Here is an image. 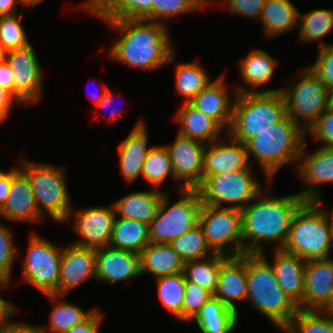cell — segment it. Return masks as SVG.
Returning <instances> with one entry per match:
<instances>
[{"label": "cell", "mask_w": 333, "mask_h": 333, "mask_svg": "<svg viewBox=\"0 0 333 333\" xmlns=\"http://www.w3.org/2000/svg\"><path fill=\"white\" fill-rule=\"evenodd\" d=\"M166 191L149 189L131 192L113 202L116 217L134 219L150 225L155 218L161 198Z\"/></svg>", "instance_id": "obj_29"}, {"label": "cell", "mask_w": 333, "mask_h": 333, "mask_svg": "<svg viewBox=\"0 0 333 333\" xmlns=\"http://www.w3.org/2000/svg\"><path fill=\"white\" fill-rule=\"evenodd\" d=\"M253 171L251 166L249 169L208 176L196 188L200 194L202 204L244 209L272 182L265 181V186H262Z\"/></svg>", "instance_id": "obj_8"}, {"label": "cell", "mask_w": 333, "mask_h": 333, "mask_svg": "<svg viewBox=\"0 0 333 333\" xmlns=\"http://www.w3.org/2000/svg\"><path fill=\"white\" fill-rule=\"evenodd\" d=\"M213 294L196 283L185 281V296L182 306V322L189 323Z\"/></svg>", "instance_id": "obj_45"}, {"label": "cell", "mask_w": 333, "mask_h": 333, "mask_svg": "<svg viewBox=\"0 0 333 333\" xmlns=\"http://www.w3.org/2000/svg\"><path fill=\"white\" fill-rule=\"evenodd\" d=\"M278 64V60L264 49H251L238 62V70L240 71L243 86L241 84L235 85L236 93L281 91L282 87L261 89L272 80ZM259 88L260 90H258Z\"/></svg>", "instance_id": "obj_22"}, {"label": "cell", "mask_w": 333, "mask_h": 333, "mask_svg": "<svg viewBox=\"0 0 333 333\" xmlns=\"http://www.w3.org/2000/svg\"><path fill=\"white\" fill-rule=\"evenodd\" d=\"M104 316L105 313L97 307L85 321L64 333H100Z\"/></svg>", "instance_id": "obj_49"}, {"label": "cell", "mask_w": 333, "mask_h": 333, "mask_svg": "<svg viewBox=\"0 0 333 333\" xmlns=\"http://www.w3.org/2000/svg\"><path fill=\"white\" fill-rule=\"evenodd\" d=\"M246 253L229 256L222 264L214 297L239 315L236 301L246 302L247 297Z\"/></svg>", "instance_id": "obj_25"}, {"label": "cell", "mask_w": 333, "mask_h": 333, "mask_svg": "<svg viewBox=\"0 0 333 333\" xmlns=\"http://www.w3.org/2000/svg\"><path fill=\"white\" fill-rule=\"evenodd\" d=\"M330 214H331V217H332V220H333V209L330 211Z\"/></svg>", "instance_id": "obj_62"}, {"label": "cell", "mask_w": 333, "mask_h": 333, "mask_svg": "<svg viewBox=\"0 0 333 333\" xmlns=\"http://www.w3.org/2000/svg\"><path fill=\"white\" fill-rule=\"evenodd\" d=\"M170 245L184 263L205 259L215 254L208 246L203 230L199 225L174 239Z\"/></svg>", "instance_id": "obj_40"}, {"label": "cell", "mask_w": 333, "mask_h": 333, "mask_svg": "<svg viewBox=\"0 0 333 333\" xmlns=\"http://www.w3.org/2000/svg\"><path fill=\"white\" fill-rule=\"evenodd\" d=\"M141 276L140 254L110 246L96 249V282L114 284Z\"/></svg>", "instance_id": "obj_21"}, {"label": "cell", "mask_w": 333, "mask_h": 333, "mask_svg": "<svg viewBox=\"0 0 333 333\" xmlns=\"http://www.w3.org/2000/svg\"><path fill=\"white\" fill-rule=\"evenodd\" d=\"M175 67V92L179 97L184 98L182 103H189L212 81L202 63L197 59L189 62L180 61Z\"/></svg>", "instance_id": "obj_36"}, {"label": "cell", "mask_w": 333, "mask_h": 333, "mask_svg": "<svg viewBox=\"0 0 333 333\" xmlns=\"http://www.w3.org/2000/svg\"><path fill=\"white\" fill-rule=\"evenodd\" d=\"M22 14L0 16V44L8 51L31 44L22 23Z\"/></svg>", "instance_id": "obj_44"}, {"label": "cell", "mask_w": 333, "mask_h": 333, "mask_svg": "<svg viewBox=\"0 0 333 333\" xmlns=\"http://www.w3.org/2000/svg\"><path fill=\"white\" fill-rule=\"evenodd\" d=\"M2 293H0V329L3 328L11 319L14 314H16L19 309L11 301L2 298Z\"/></svg>", "instance_id": "obj_52"}, {"label": "cell", "mask_w": 333, "mask_h": 333, "mask_svg": "<svg viewBox=\"0 0 333 333\" xmlns=\"http://www.w3.org/2000/svg\"><path fill=\"white\" fill-rule=\"evenodd\" d=\"M101 21L119 35L107 50L110 60L133 69L156 71L173 63L176 58L169 26L163 23L148 19Z\"/></svg>", "instance_id": "obj_1"}, {"label": "cell", "mask_w": 333, "mask_h": 333, "mask_svg": "<svg viewBox=\"0 0 333 333\" xmlns=\"http://www.w3.org/2000/svg\"><path fill=\"white\" fill-rule=\"evenodd\" d=\"M305 136L306 132L287 115L281 122L245 143L249 162L253 166L255 159L265 175V181H273L282 166L297 165Z\"/></svg>", "instance_id": "obj_5"}, {"label": "cell", "mask_w": 333, "mask_h": 333, "mask_svg": "<svg viewBox=\"0 0 333 333\" xmlns=\"http://www.w3.org/2000/svg\"><path fill=\"white\" fill-rule=\"evenodd\" d=\"M43 1L44 0H20L22 6H26L29 12L39 6Z\"/></svg>", "instance_id": "obj_59"}, {"label": "cell", "mask_w": 333, "mask_h": 333, "mask_svg": "<svg viewBox=\"0 0 333 333\" xmlns=\"http://www.w3.org/2000/svg\"><path fill=\"white\" fill-rule=\"evenodd\" d=\"M239 319L236 312L213 296L190 322H195L201 333H233Z\"/></svg>", "instance_id": "obj_33"}, {"label": "cell", "mask_w": 333, "mask_h": 333, "mask_svg": "<svg viewBox=\"0 0 333 333\" xmlns=\"http://www.w3.org/2000/svg\"><path fill=\"white\" fill-rule=\"evenodd\" d=\"M265 2L266 0H222L219 5L229 14L259 21Z\"/></svg>", "instance_id": "obj_47"}, {"label": "cell", "mask_w": 333, "mask_h": 333, "mask_svg": "<svg viewBox=\"0 0 333 333\" xmlns=\"http://www.w3.org/2000/svg\"><path fill=\"white\" fill-rule=\"evenodd\" d=\"M173 115L180 135L199 140L206 144L220 139L224 129L211 117L205 115L190 103H182Z\"/></svg>", "instance_id": "obj_28"}, {"label": "cell", "mask_w": 333, "mask_h": 333, "mask_svg": "<svg viewBox=\"0 0 333 333\" xmlns=\"http://www.w3.org/2000/svg\"><path fill=\"white\" fill-rule=\"evenodd\" d=\"M0 333H41L40 324H29L26 322L11 320L0 329Z\"/></svg>", "instance_id": "obj_51"}, {"label": "cell", "mask_w": 333, "mask_h": 333, "mask_svg": "<svg viewBox=\"0 0 333 333\" xmlns=\"http://www.w3.org/2000/svg\"><path fill=\"white\" fill-rule=\"evenodd\" d=\"M6 62L12 71L13 95L23 105L37 104L43 97L44 69L32 43L7 52Z\"/></svg>", "instance_id": "obj_13"}, {"label": "cell", "mask_w": 333, "mask_h": 333, "mask_svg": "<svg viewBox=\"0 0 333 333\" xmlns=\"http://www.w3.org/2000/svg\"><path fill=\"white\" fill-rule=\"evenodd\" d=\"M259 21L265 39L271 40L298 28L299 10L291 0H266Z\"/></svg>", "instance_id": "obj_30"}, {"label": "cell", "mask_w": 333, "mask_h": 333, "mask_svg": "<svg viewBox=\"0 0 333 333\" xmlns=\"http://www.w3.org/2000/svg\"><path fill=\"white\" fill-rule=\"evenodd\" d=\"M211 5L213 6L212 0H154L152 11L144 19L168 26V18L196 10H204Z\"/></svg>", "instance_id": "obj_41"}, {"label": "cell", "mask_w": 333, "mask_h": 333, "mask_svg": "<svg viewBox=\"0 0 333 333\" xmlns=\"http://www.w3.org/2000/svg\"><path fill=\"white\" fill-rule=\"evenodd\" d=\"M52 306L48 325L40 324L41 333H64L75 325L85 321L95 310L96 306L84 310L79 304L68 302L64 295H44Z\"/></svg>", "instance_id": "obj_32"}, {"label": "cell", "mask_w": 333, "mask_h": 333, "mask_svg": "<svg viewBox=\"0 0 333 333\" xmlns=\"http://www.w3.org/2000/svg\"><path fill=\"white\" fill-rule=\"evenodd\" d=\"M265 254H246V302L282 332L297 315L298 306L279 286Z\"/></svg>", "instance_id": "obj_3"}, {"label": "cell", "mask_w": 333, "mask_h": 333, "mask_svg": "<svg viewBox=\"0 0 333 333\" xmlns=\"http://www.w3.org/2000/svg\"><path fill=\"white\" fill-rule=\"evenodd\" d=\"M273 254L272 263H269L273 268L278 284L298 306L304 296L306 261L283 249H274Z\"/></svg>", "instance_id": "obj_26"}, {"label": "cell", "mask_w": 333, "mask_h": 333, "mask_svg": "<svg viewBox=\"0 0 333 333\" xmlns=\"http://www.w3.org/2000/svg\"><path fill=\"white\" fill-rule=\"evenodd\" d=\"M20 5H22L20 0H0V16L19 13L17 8Z\"/></svg>", "instance_id": "obj_56"}, {"label": "cell", "mask_w": 333, "mask_h": 333, "mask_svg": "<svg viewBox=\"0 0 333 333\" xmlns=\"http://www.w3.org/2000/svg\"><path fill=\"white\" fill-rule=\"evenodd\" d=\"M184 264L170 244L149 243L140 253L141 275L149 273L154 279L182 273Z\"/></svg>", "instance_id": "obj_31"}, {"label": "cell", "mask_w": 333, "mask_h": 333, "mask_svg": "<svg viewBox=\"0 0 333 333\" xmlns=\"http://www.w3.org/2000/svg\"><path fill=\"white\" fill-rule=\"evenodd\" d=\"M27 250L22 263V281L32 285L43 295L57 290L62 247L56 246L41 235L30 232Z\"/></svg>", "instance_id": "obj_12"}, {"label": "cell", "mask_w": 333, "mask_h": 333, "mask_svg": "<svg viewBox=\"0 0 333 333\" xmlns=\"http://www.w3.org/2000/svg\"><path fill=\"white\" fill-rule=\"evenodd\" d=\"M14 104H22L10 91L0 87V124L10 116Z\"/></svg>", "instance_id": "obj_50"}, {"label": "cell", "mask_w": 333, "mask_h": 333, "mask_svg": "<svg viewBox=\"0 0 333 333\" xmlns=\"http://www.w3.org/2000/svg\"><path fill=\"white\" fill-rule=\"evenodd\" d=\"M7 50L0 44V64L6 61Z\"/></svg>", "instance_id": "obj_60"}, {"label": "cell", "mask_w": 333, "mask_h": 333, "mask_svg": "<svg viewBox=\"0 0 333 333\" xmlns=\"http://www.w3.org/2000/svg\"><path fill=\"white\" fill-rule=\"evenodd\" d=\"M323 201H305L296 211L283 250L307 261L326 259L333 251V220Z\"/></svg>", "instance_id": "obj_4"}, {"label": "cell", "mask_w": 333, "mask_h": 333, "mask_svg": "<svg viewBox=\"0 0 333 333\" xmlns=\"http://www.w3.org/2000/svg\"><path fill=\"white\" fill-rule=\"evenodd\" d=\"M11 227L5 226L0 222V289H9L11 287L13 268L16 258L19 257V249L14 239Z\"/></svg>", "instance_id": "obj_43"}, {"label": "cell", "mask_w": 333, "mask_h": 333, "mask_svg": "<svg viewBox=\"0 0 333 333\" xmlns=\"http://www.w3.org/2000/svg\"><path fill=\"white\" fill-rule=\"evenodd\" d=\"M273 182L241 210L243 255L260 254L269 244H275V249H283L292 219L306 201L298 192L271 197L269 190Z\"/></svg>", "instance_id": "obj_2"}, {"label": "cell", "mask_w": 333, "mask_h": 333, "mask_svg": "<svg viewBox=\"0 0 333 333\" xmlns=\"http://www.w3.org/2000/svg\"><path fill=\"white\" fill-rule=\"evenodd\" d=\"M155 280L158 300L162 306L175 318L182 321V306L185 296V276L182 273L158 277Z\"/></svg>", "instance_id": "obj_39"}, {"label": "cell", "mask_w": 333, "mask_h": 333, "mask_svg": "<svg viewBox=\"0 0 333 333\" xmlns=\"http://www.w3.org/2000/svg\"><path fill=\"white\" fill-rule=\"evenodd\" d=\"M319 311L322 313L333 314V287L331 289L327 303Z\"/></svg>", "instance_id": "obj_57"}, {"label": "cell", "mask_w": 333, "mask_h": 333, "mask_svg": "<svg viewBox=\"0 0 333 333\" xmlns=\"http://www.w3.org/2000/svg\"><path fill=\"white\" fill-rule=\"evenodd\" d=\"M297 83L282 86L287 115L305 132L329 107V90L307 66Z\"/></svg>", "instance_id": "obj_10"}, {"label": "cell", "mask_w": 333, "mask_h": 333, "mask_svg": "<svg viewBox=\"0 0 333 333\" xmlns=\"http://www.w3.org/2000/svg\"><path fill=\"white\" fill-rule=\"evenodd\" d=\"M176 202L169 205V194L165 192L155 218L149 225L150 243L170 244L174 239L198 225L202 206L197 189L177 191Z\"/></svg>", "instance_id": "obj_9"}, {"label": "cell", "mask_w": 333, "mask_h": 333, "mask_svg": "<svg viewBox=\"0 0 333 333\" xmlns=\"http://www.w3.org/2000/svg\"><path fill=\"white\" fill-rule=\"evenodd\" d=\"M19 168L27 175L34 193L39 214L56 223H65L73 207L63 166L29 161L20 158Z\"/></svg>", "instance_id": "obj_7"}, {"label": "cell", "mask_w": 333, "mask_h": 333, "mask_svg": "<svg viewBox=\"0 0 333 333\" xmlns=\"http://www.w3.org/2000/svg\"><path fill=\"white\" fill-rule=\"evenodd\" d=\"M333 287V257L307 261L305 288L298 310L319 311L329 298Z\"/></svg>", "instance_id": "obj_24"}, {"label": "cell", "mask_w": 333, "mask_h": 333, "mask_svg": "<svg viewBox=\"0 0 333 333\" xmlns=\"http://www.w3.org/2000/svg\"><path fill=\"white\" fill-rule=\"evenodd\" d=\"M206 143L177 133L172 144H166L175 178L186 188L196 189L203 182Z\"/></svg>", "instance_id": "obj_16"}, {"label": "cell", "mask_w": 333, "mask_h": 333, "mask_svg": "<svg viewBox=\"0 0 333 333\" xmlns=\"http://www.w3.org/2000/svg\"><path fill=\"white\" fill-rule=\"evenodd\" d=\"M39 224L45 219L39 214L31 183L17 166L12 167V182L7 200L0 209V220Z\"/></svg>", "instance_id": "obj_18"}, {"label": "cell", "mask_w": 333, "mask_h": 333, "mask_svg": "<svg viewBox=\"0 0 333 333\" xmlns=\"http://www.w3.org/2000/svg\"><path fill=\"white\" fill-rule=\"evenodd\" d=\"M89 280L96 281V249L73 243L63 246L59 282L53 294L66 296Z\"/></svg>", "instance_id": "obj_17"}, {"label": "cell", "mask_w": 333, "mask_h": 333, "mask_svg": "<svg viewBox=\"0 0 333 333\" xmlns=\"http://www.w3.org/2000/svg\"><path fill=\"white\" fill-rule=\"evenodd\" d=\"M281 333H333V314L298 310Z\"/></svg>", "instance_id": "obj_42"}, {"label": "cell", "mask_w": 333, "mask_h": 333, "mask_svg": "<svg viewBox=\"0 0 333 333\" xmlns=\"http://www.w3.org/2000/svg\"><path fill=\"white\" fill-rule=\"evenodd\" d=\"M109 87L107 86V84H104L102 85V87L100 88V92L97 94H92L93 97H90L92 98L91 101L95 104V106H97L99 104V102L102 100V98L104 97V94L105 92L107 91Z\"/></svg>", "instance_id": "obj_58"}, {"label": "cell", "mask_w": 333, "mask_h": 333, "mask_svg": "<svg viewBox=\"0 0 333 333\" xmlns=\"http://www.w3.org/2000/svg\"><path fill=\"white\" fill-rule=\"evenodd\" d=\"M308 133L314 141L323 143L321 147L333 148V109L328 107L306 132Z\"/></svg>", "instance_id": "obj_48"}, {"label": "cell", "mask_w": 333, "mask_h": 333, "mask_svg": "<svg viewBox=\"0 0 333 333\" xmlns=\"http://www.w3.org/2000/svg\"><path fill=\"white\" fill-rule=\"evenodd\" d=\"M144 118H140L117 148L119 170L126 185L137 182L151 146H148V131Z\"/></svg>", "instance_id": "obj_23"}, {"label": "cell", "mask_w": 333, "mask_h": 333, "mask_svg": "<svg viewBox=\"0 0 333 333\" xmlns=\"http://www.w3.org/2000/svg\"><path fill=\"white\" fill-rule=\"evenodd\" d=\"M141 177L151 188L160 191H164V189L161 190L163 188L161 186L167 178H170L175 184L178 183L174 185L176 191L186 189L174 176L172 163L165 144L151 146L142 167Z\"/></svg>", "instance_id": "obj_35"}, {"label": "cell", "mask_w": 333, "mask_h": 333, "mask_svg": "<svg viewBox=\"0 0 333 333\" xmlns=\"http://www.w3.org/2000/svg\"><path fill=\"white\" fill-rule=\"evenodd\" d=\"M333 29V9H315L307 13L299 12L298 41L302 43H315L323 47L328 43L322 38Z\"/></svg>", "instance_id": "obj_37"}, {"label": "cell", "mask_w": 333, "mask_h": 333, "mask_svg": "<svg viewBox=\"0 0 333 333\" xmlns=\"http://www.w3.org/2000/svg\"><path fill=\"white\" fill-rule=\"evenodd\" d=\"M315 63L308 64V68L326 86L328 90L333 89V43L319 47Z\"/></svg>", "instance_id": "obj_46"}, {"label": "cell", "mask_w": 333, "mask_h": 333, "mask_svg": "<svg viewBox=\"0 0 333 333\" xmlns=\"http://www.w3.org/2000/svg\"><path fill=\"white\" fill-rule=\"evenodd\" d=\"M225 74V71L224 74L223 72L219 74L218 78L212 80L189 103L214 119L227 132L231 125L233 104L237 93L232 87V95L230 94V87L225 83Z\"/></svg>", "instance_id": "obj_20"}, {"label": "cell", "mask_w": 333, "mask_h": 333, "mask_svg": "<svg viewBox=\"0 0 333 333\" xmlns=\"http://www.w3.org/2000/svg\"><path fill=\"white\" fill-rule=\"evenodd\" d=\"M150 243L149 225L134 219L116 217L109 246L140 254Z\"/></svg>", "instance_id": "obj_34"}, {"label": "cell", "mask_w": 333, "mask_h": 333, "mask_svg": "<svg viewBox=\"0 0 333 333\" xmlns=\"http://www.w3.org/2000/svg\"><path fill=\"white\" fill-rule=\"evenodd\" d=\"M217 141L206 145L203 161V181L210 175L249 169L246 145L233 139L227 132Z\"/></svg>", "instance_id": "obj_19"}, {"label": "cell", "mask_w": 333, "mask_h": 333, "mask_svg": "<svg viewBox=\"0 0 333 333\" xmlns=\"http://www.w3.org/2000/svg\"><path fill=\"white\" fill-rule=\"evenodd\" d=\"M114 93L112 92V90H110L109 88L107 89V91L104 94V97L102 98V100L99 102V104L96 106V108H100V109H104L106 107H110L113 104V100L114 98ZM116 100V99H115ZM112 107V106H111ZM123 111H120L118 109H112L110 111V120L115 121L118 119V117H120L122 115ZM105 115V114H104Z\"/></svg>", "instance_id": "obj_54"}, {"label": "cell", "mask_w": 333, "mask_h": 333, "mask_svg": "<svg viewBox=\"0 0 333 333\" xmlns=\"http://www.w3.org/2000/svg\"><path fill=\"white\" fill-rule=\"evenodd\" d=\"M228 257L224 254L215 253L205 259L185 262L183 270L185 279L214 294L221 264Z\"/></svg>", "instance_id": "obj_38"}, {"label": "cell", "mask_w": 333, "mask_h": 333, "mask_svg": "<svg viewBox=\"0 0 333 333\" xmlns=\"http://www.w3.org/2000/svg\"><path fill=\"white\" fill-rule=\"evenodd\" d=\"M12 182V168L9 171L0 169V209L4 206Z\"/></svg>", "instance_id": "obj_53"}, {"label": "cell", "mask_w": 333, "mask_h": 333, "mask_svg": "<svg viewBox=\"0 0 333 333\" xmlns=\"http://www.w3.org/2000/svg\"><path fill=\"white\" fill-rule=\"evenodd\" d=\"M286 116V102L281 91L237 94L227 133L245 144L260 132L281 122Z\"/></svg>", "instance_id": "obj_6"}, {"label": "cell", "mask_w": 333, "mask_h": 333, "mask_svg": "<svg viewBox=\"0 0 333 333\" xmlns=\"http://www.w3.org/2000/svg\"><path fill=\"white\" fill-rule=\"evenodd\" d=\"M154 0H85L77 9L98 20L144 19Z\"/></svg>", "instance_id": "obj_27"}, {"label": "cell", "mask_w": 333, "mask_h": 333, "mask_svg": "<svg viewBox=\"0 0 333 333\" xmlns=\"http://www.w3.org/2000/svg\"><path fill=\"white\" fill-rule=\"evenodd\" d=\"M12 71L5 61L0 64V87L10 91L13 94Z\"/></svg>", "instance_id": "obj_55"}, {"label": "cell", "mask_w": 333, "mask_h": 333, "mask_svg": "<svg viewBox=\"0 0 333 333\" xmlns=\"http://www.w3.org/2000/svg\"><path fill=\"white\" fill-rule=\"evenodd\" d=\"M115 218L113 204L80 209L72 207L65 223L73 221L71 228L78 238L71 243L93 249L109 246Z\"/></svg>", "instance_id": "obj_14"}, {"label": "cell", "mask_w": 333, "mask_h": 333, "mask_svg": "<svg viewBox=\"0 0 333 333\" xmlns=\"http://www.w3.org/2000/svg\"><path fill=\"white\" fill-rule=\"evenodd\" d=\"M198 225L214 253L243 255L242 212L240 209L202 204Z\"/></svg>", "instance_id": "obj_11"}, {"label": "cell", "mask_w": 333, "mask_h": 333, "mask_svg": "<svg viewBox=\"0 0 333 333\" xmlns=\"http://www.w3.org/2000/svg\"><path fill=\"white\" fill-rule=\"evenodd\" d=\"M306 143L296 166L297 175L306 183V188L298 193L306 201H323L321 186L327 182L333 183V148L319 146L311 153Z\"/></svg>", "instance_id": "obj_15"}, {"label": "cell", "mask_w": 333, "mask_h": 333, "mask_svg": "<svg viewBox=\"0 0 333 333\" xmlns=\"http://www.w3.org/2000/svg\"><path fill=\"white\" fill-rule=\"evenodd\" d=\"M329 108L333 109V89L329 90Z\"/></svg>", "instance_id": "obj_61"}]
</instances>
